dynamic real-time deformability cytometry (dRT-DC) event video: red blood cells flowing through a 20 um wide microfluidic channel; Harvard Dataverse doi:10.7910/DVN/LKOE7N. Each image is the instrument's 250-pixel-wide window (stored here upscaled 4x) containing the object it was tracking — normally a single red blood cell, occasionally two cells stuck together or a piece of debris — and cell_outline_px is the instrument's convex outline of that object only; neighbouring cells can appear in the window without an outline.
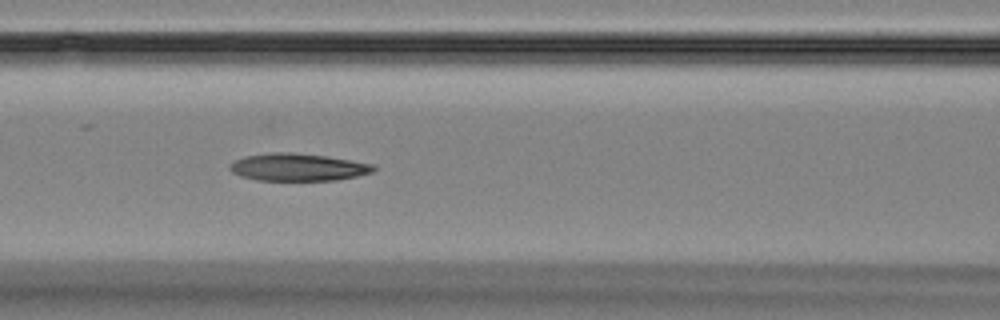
{"species": "Egyptian fruit bat (a non-hibernating species)", "species_latin": "Rousettus aegyptiacus", "temperature_condition": "room temperature", "stored_images_in_passage": 6, "camera_frame_rate_fps": 3000, "um_per_image_px": 0.085, "animal": {"sex": "female"}, "frame": {"image": 1, "passage_image": 6, "time_ms": 5.667, "image_size_px": [1000, 320], "cell_outline_px": [[376, 168], [372, 172], [356, 176], [336, 180], [256, 180], [240, 176], [232, 172], [228, 168], [228, 164], [244, 156], [272, 152], [292, 152], [324, 156], [376, 164]], "centroid_in_image_um": [25.29, 14.21], "position_along_channel_um": 141.3, "area_um2": 23.0}}